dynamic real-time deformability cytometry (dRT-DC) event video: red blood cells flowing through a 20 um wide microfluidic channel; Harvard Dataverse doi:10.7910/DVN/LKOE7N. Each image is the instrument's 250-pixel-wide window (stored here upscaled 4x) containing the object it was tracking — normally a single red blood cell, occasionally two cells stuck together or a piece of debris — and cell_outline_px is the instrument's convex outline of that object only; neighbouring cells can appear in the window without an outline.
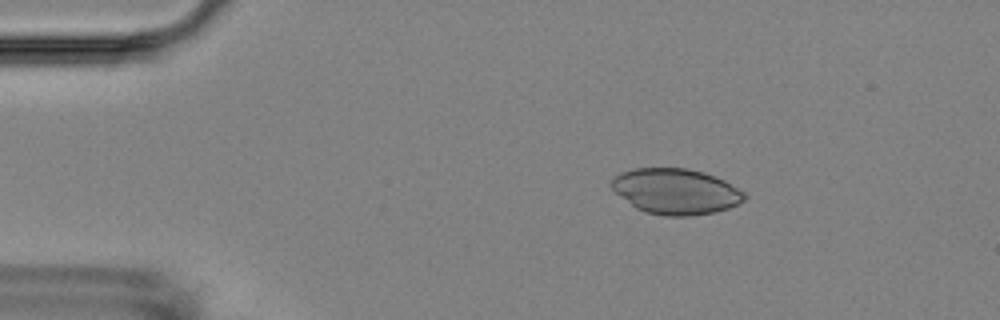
{"species": "Egyptian fruit bat (a non-hibernating species)", "species_latin": "Rousettus aegyptiacus", "temperature_condition": "room temperature", "stored_images_in_passage": 4, "camera_frame_rate_fps": 3000, "um_per_image_px": 0.085, "animal": {"sex": "female"}, "frame": {"image": 1, "passage_image": 2, "time_ms": 1.0, "image_size_px": [1000, 320], "cell_outline_px": [[748, 196], [744, 200], [728, 208], [712, 212], [688, 216], [664, 216], [644, 212], [636, 208], [616, 192], [612, 188], [612, 180], [620, 172], [632, 168], [688, 168], [704, 172], [716, 176], [724, 180], [744, 192]], "centroid_in_image_um": [57.45, 16.26], "position_along_channel_um": 27.6, "area_um2": 35.2}}